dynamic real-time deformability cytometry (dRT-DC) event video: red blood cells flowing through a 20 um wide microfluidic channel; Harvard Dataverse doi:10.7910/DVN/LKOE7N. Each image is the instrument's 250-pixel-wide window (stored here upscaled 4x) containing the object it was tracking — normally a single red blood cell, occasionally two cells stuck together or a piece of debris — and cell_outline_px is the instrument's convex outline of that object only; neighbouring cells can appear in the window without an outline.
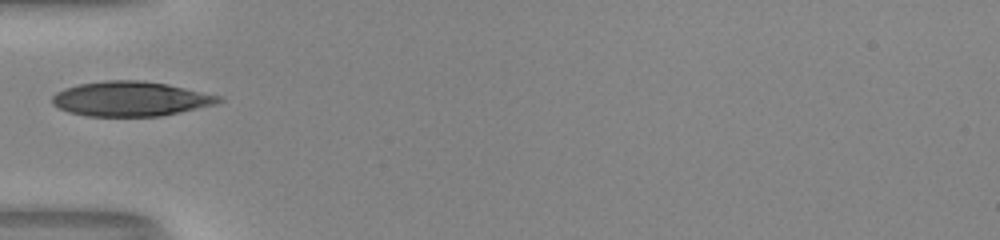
{"species": "human", "species_latin": "Homo sapiens", "temperature_condition": "room temperature", "stored_images_in_passage": 7, "camera_frame_rate_fps": 3000, "um_per_image_px": 0.085, "donor": {"sex": "male"}, "frame": {"image": 1, "passage_image": 1, "time_ms": 0.0, "image_size_px": [1000, 240], "cell_outline_px": [[224, 100], [216, 104], [180, 112], [160, 116], [84, 116], [68, 112], [52, 104], [52, 96], [56, 92], [64, 88], [80, 84], [104, 80], [136, 80], [168, 84], [224, 96]], "centroid_in_image_um": [11.12, 8.4], "position_along_channel_um": 73.9, "area_um2": 33.87}}